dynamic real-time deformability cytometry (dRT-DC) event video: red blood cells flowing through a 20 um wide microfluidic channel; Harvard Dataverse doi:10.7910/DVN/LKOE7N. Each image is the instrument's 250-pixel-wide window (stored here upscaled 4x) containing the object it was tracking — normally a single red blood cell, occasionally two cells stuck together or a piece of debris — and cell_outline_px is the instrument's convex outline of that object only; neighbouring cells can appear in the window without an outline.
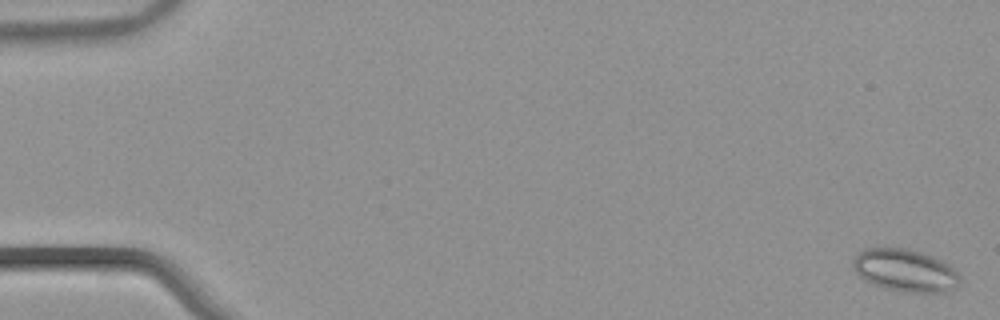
{"species": "common noctule bat (a hibernating species)", "species_latin": "Nyctalus noctula", "temperature_condition": "warm", "stored_images_in_passage": 56, "camera_frame_rate_fps": 3000, "um_per_image_px": 0.085, "animal": {"sex": "male", "body_mass_g": 21.5, "forearm_length_mm": 52.0}, "frame": {"image": 1, "passage_image": 2, "time_ms": 0.333, "image_size_px": [1000, 320], "cell_outline_px": [[960, 284], [956, 288], [948, 292], [900, 292], [884, 288], [872, 284], [864, 280], [852, 268], [852, 256], [868, 248], [908, 248], [944, 260], [956, 268], [960, 272]], "centroid_in_image_um": [76.98, 22.99], "position_along_channel_um": 8.0, "area_um2": 27.11}}
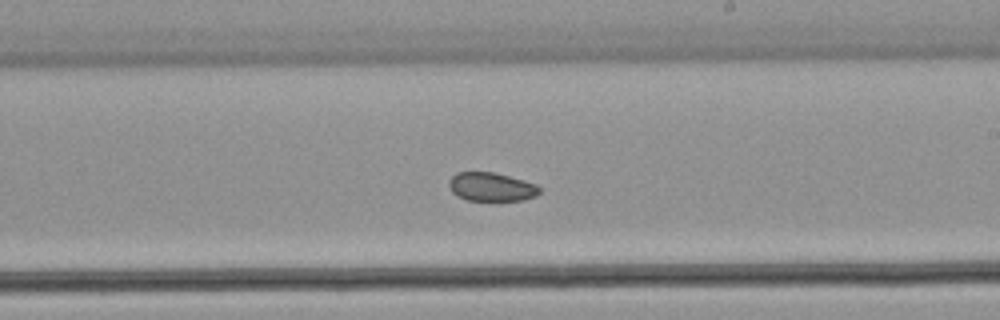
{"frame": {"image": 2, "passage_image": 34, "time_ms": 11.0, "image_size_px": [1000, 320], "cell_outline_px": [[540, 192], [536, 196], [524, 200], [492, 204], [468, 200], [456, 196], [452, 192], [448, 184], [448, 180], [456, 172], [496, 172], [536, 184], [540, 188]], "centroid_in_image_um": [41.76, 15.94], "position_along_channel_um": 247.2, "area_um2": 16.01}}
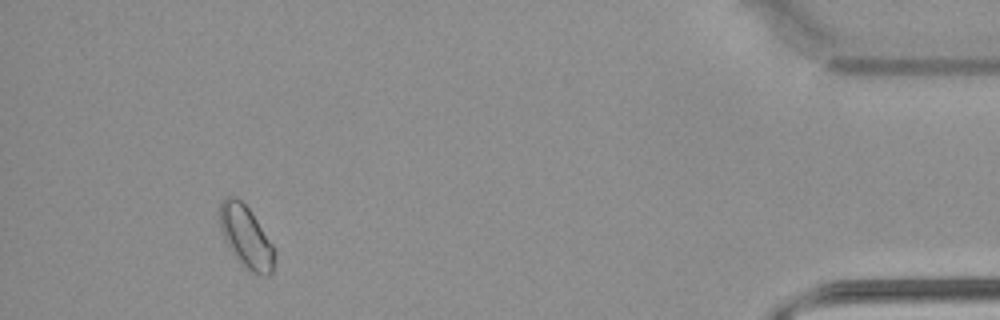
{"frame": {"image": 3, "passage_image": 52, "time_ms": 17.0, "image_size_px": [1000, 320], "cell_outline_px": [[276, 252], [272, 272], [268, 276], [264, 276], [248, 272], [240, 264], [232, 252], [220, 228], [220, 200], [224, 196], [236, 196], [248, 208], [272, 244]], "centroid_in_image_um": [20.92, 20.16], "position_along_channel_um": 414.3, "area_um2": 19.77}, "authors_computed_cell_mechanics": {"area_um2": 17.8024, "velocity_mm_per_s": 3.8332, "shape_relaxation_time_tau1_ms": null, "shape_relaxation_time_tau2_ms": 3.4902, "deformation_change_tau1": null, "deformation_change_tau2": 0.0597}}